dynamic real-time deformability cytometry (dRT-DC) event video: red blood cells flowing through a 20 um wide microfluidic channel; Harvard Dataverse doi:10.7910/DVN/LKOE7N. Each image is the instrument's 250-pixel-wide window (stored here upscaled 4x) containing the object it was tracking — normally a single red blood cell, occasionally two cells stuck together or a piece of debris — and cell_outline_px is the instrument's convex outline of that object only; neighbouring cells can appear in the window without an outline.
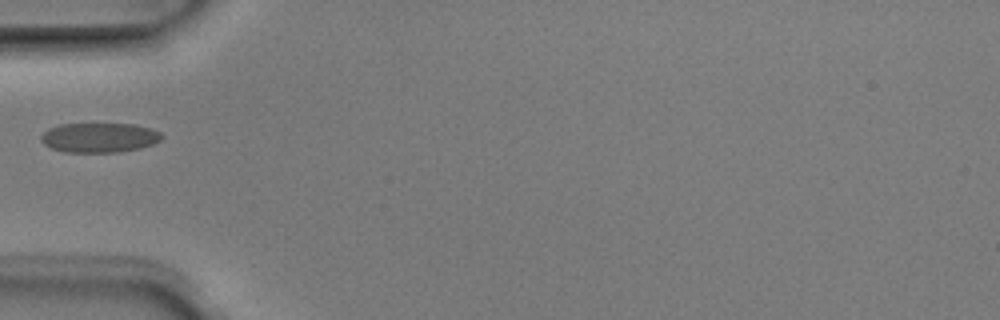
{"species": "Egyptian fruit bat (a non-hibernating species)", "species_latin": "Rousettus aegyptiacus", "temperature_condition": "room temperature", "stored_images_in_passage": 1, "camera_frame_rate_fps": 3000, "um_per_image_px": 0.085, "animal": {"sex": "male"}, "frame": {"image": 1, "passage_image": 1, "time_ms": 0.0, "image_size_px": [1000, 320], "cell_outline_px": [[164, 136], [160, 140], [152, 144], [140, 148], [120, 152], [64, 152], [52, 148], [44, 144], [40, 140], [40, 136], [48, 128], [60, 124], [136, 124], [152, 128], [160, 132]], "centroid_in_image_um": [8.45, 11.69], "position_along_channel_um": 76.6, "area_um2": 20.98}}